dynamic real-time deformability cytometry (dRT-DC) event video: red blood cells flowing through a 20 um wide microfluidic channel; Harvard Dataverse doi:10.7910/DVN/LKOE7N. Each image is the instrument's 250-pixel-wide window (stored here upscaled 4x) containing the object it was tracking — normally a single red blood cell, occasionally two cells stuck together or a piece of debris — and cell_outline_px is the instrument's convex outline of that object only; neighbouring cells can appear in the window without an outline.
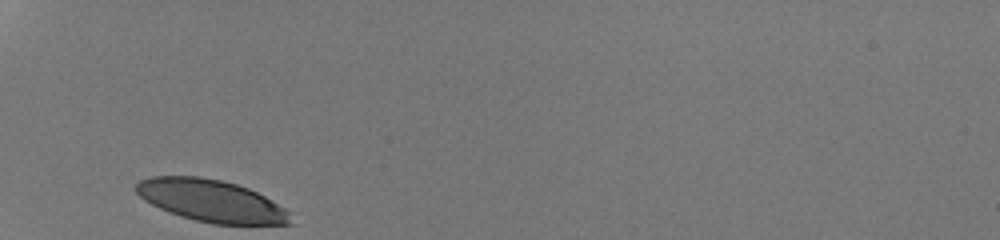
{"species": "human", "species_latin": "Homo sapiens", "temperature_condition": "room temperature", "stored_images_in_passage": 26, "camera_frame_rate_fps": 3000, "um_per_image_px": 0.085, "donor": {"sex": "male"}, "frame": {"image": 1, "passage_image": 1, "time_ms": 0.0, "image_size_px": [1000, 240], "cell_outline_px": [[292, 224], [212, 224], [180, 216], [168, 212], [144, 200], [136, 192], [136, 184], [140, 180], [152, 176], [200, 176], [220, 180], [236, 184], [248, 188], [264, 196], [292, 212]], "centroid_in_image_um": [17.97, 17.07], "position_along_channel_um": 67.0, "area_um2": 37.86}}
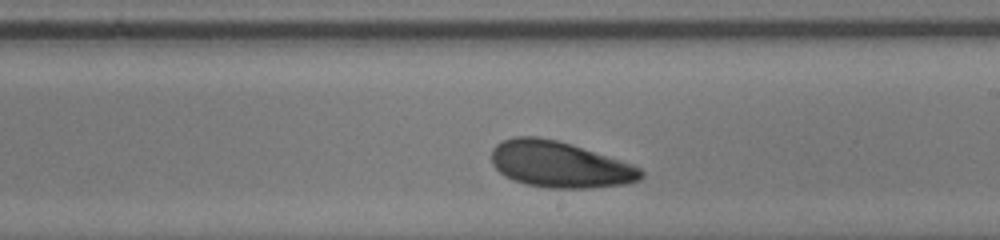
{"frame": {"image": 2, "passage_image": 15, "time_ms": 4.667, "image_size_px": [1000, 240], "cell_outline_px": [[644, 176], [640, 180], [624, 184], [592, 188], [548, 188], [528, 184], [512, 180], [504, 176], [492, 164], [492, 148], [496, 144], [512, 136], [536, 136], [556, 140], [572, 144], [632, 164], [640, 168], [644, 172]], "centroid_in_image_um": [47.57, 13.98], "position_along_channel_um": 241.4, "area_um2": 40.29}}
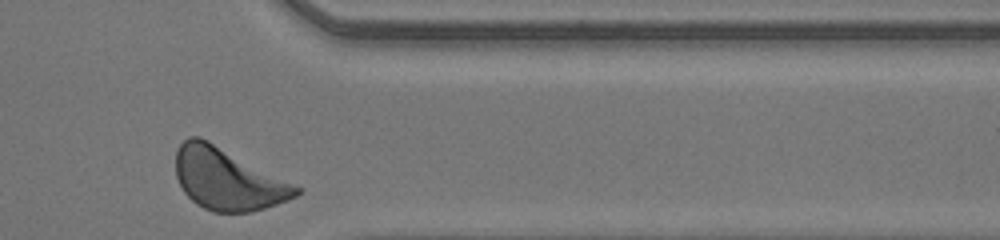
{"frame": {"image": 3, "passage_image": 26, "time_ms": 8.333, "image_size_px": [1000, 240], "cell_outline_px": [[304, 188], [296, 196], [276, 204], [252, 212], [212, 212], [196, 204], [184, 192], [176, 176], [176, 152], [180, 144], [188, 136], [200, 136]], "centroid_in_image_um": [19.36, 15.22], "position_along_channel_um": 392.0, "area_um2": 43.29}, "authors_computed_cell_mechanics": {"area_um2": 40.0554, "velocity_mm_per_s": 4.1541, "shape_relaxation_time_tau1_ms": 2.8951, "shape_relaxation_time_tau2_ms": 6.8312, "deformation_change_tau1": 0.107, "deformation_change_tau2": 0.1727}}